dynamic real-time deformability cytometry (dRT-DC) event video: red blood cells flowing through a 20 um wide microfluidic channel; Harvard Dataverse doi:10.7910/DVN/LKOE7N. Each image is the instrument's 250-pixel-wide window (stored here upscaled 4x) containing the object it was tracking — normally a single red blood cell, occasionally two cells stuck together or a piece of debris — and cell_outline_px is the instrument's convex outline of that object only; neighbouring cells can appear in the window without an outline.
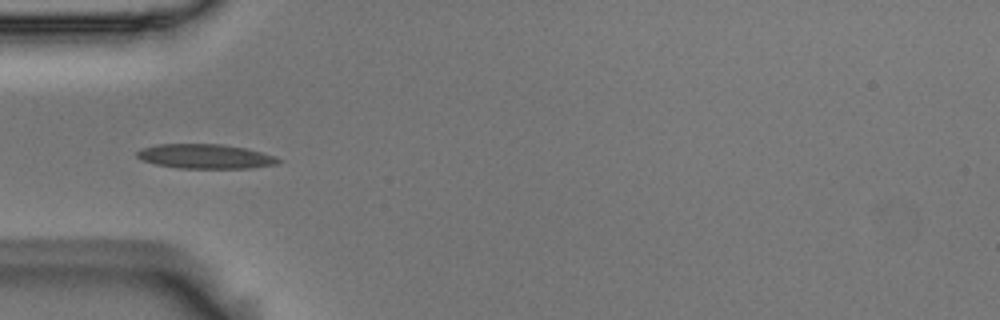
{"species": "Egyptian fruit bat (a non-hibernating species)", "species_latin": "Rousettus aegyptiacus", "temperature_condition": "room temperature", "stored_images_in_passage": 6, "camera_frame_rate_fps": 3000, "um_per_image_px": 0.085, "animal": {"sex": "male"}, "frame": {"image": 1, "passage_image": 4, "time_ms": 1.0, "image_size_px": [1000, 320], "cell_outline_px": [[280, 160], [276, 164], [252, 168], [176, 168], [156, 164], [140, 160], [136, 156], [136, 152], [140, 148], [156, 144], [224, 144], [244, 148], [276, 156]], "centroid_in_image_um": [17.39, 13.29], "position_along_channel_um": 67.6, "area_um2": 20.23}}
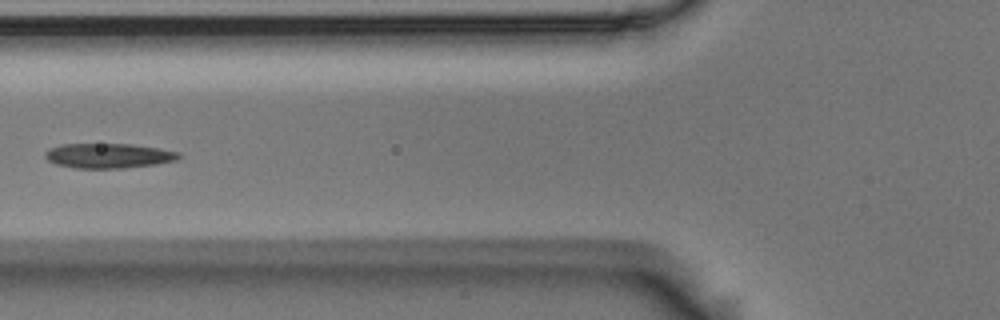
{"frame": {"image": 2, "passage_image": 5, "time_ms": 1.333, "image_size_px": [1000, 320], "cell_outline_px": [[184, 156], [176, 160], [156, 164], [124, 168], [76, 168], [56, 164], [48, 160], [44, 156], [44, 152], [48, 148], [60, 144], [132, 144], [180, 152]], "centroid_in_image_um": [9.21, 13.23], "position_along_channel_um": 116.6, "area_um2": 19.42}}
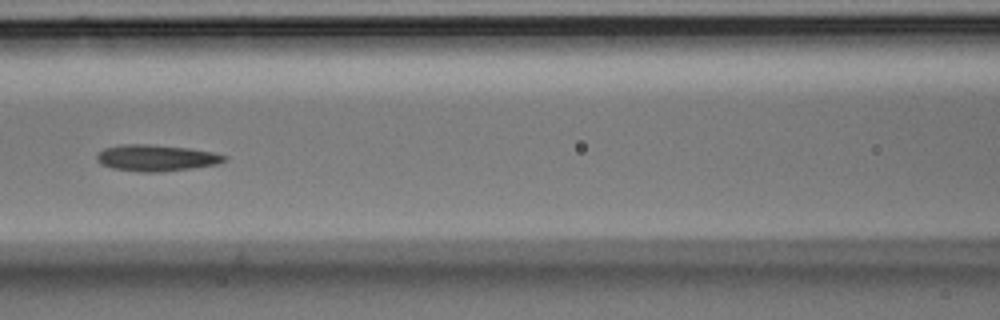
{"frame": {"image": 3, "passage_image": 6, "time_ms": 1.667, "image_size_px": [1000, 320], "cell_outline_px": [[228, 156], [224, 160], [216, 164], [192, 168], [160, 172], [140, 172], [112, 168], [100, 164], [96, 160], [96, 156], [104, 148], [120, 144], [152, 144], [188, 148], [212, 152]], "centroid_in_image_um": [13.23, 13.42], "position_along_channel_um": 153.4, "area_um2": 19.59}}